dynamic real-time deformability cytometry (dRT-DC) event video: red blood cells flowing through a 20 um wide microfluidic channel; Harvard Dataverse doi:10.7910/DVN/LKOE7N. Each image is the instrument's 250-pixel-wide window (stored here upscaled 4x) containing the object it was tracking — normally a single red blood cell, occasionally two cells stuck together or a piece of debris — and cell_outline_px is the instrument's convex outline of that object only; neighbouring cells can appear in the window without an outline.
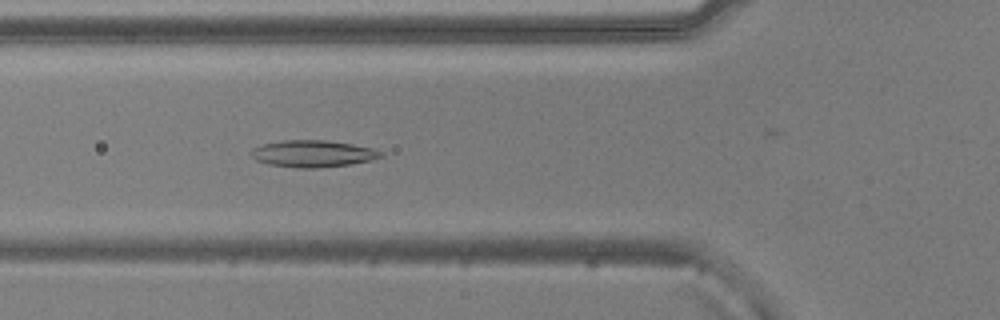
{"species": "common noctule bat (a hibernating species)", "species_latin": "Nyctalus noctula", "temperature_condition": "warm", "stored_images_in_passage": 53, "camera_frame_rate_fps": 3000, "um_per_image_px": 0.085, "animal": {"sex": "male", "body_mass_g": 20.5, "forearm_length_mm": 52.5}, "frame": {"image": 1, "passage_image": 18, "time_ms": 5.667, "image_size_px": [1000, 320], "cell_outline_px": [[384, 156], [372, 160], [352, 164], [312, 168], [296, 168], [268, 164], [256, 160], [248, 152], [252, 148], [264, 144], [284, 140], [324, 140], [352, 144], [372, 148], [384, 152]], "centroid_in_image_um": [26.6, 13.06], "position_along_channel_um": 99.2, "area_um2": 20.35}}
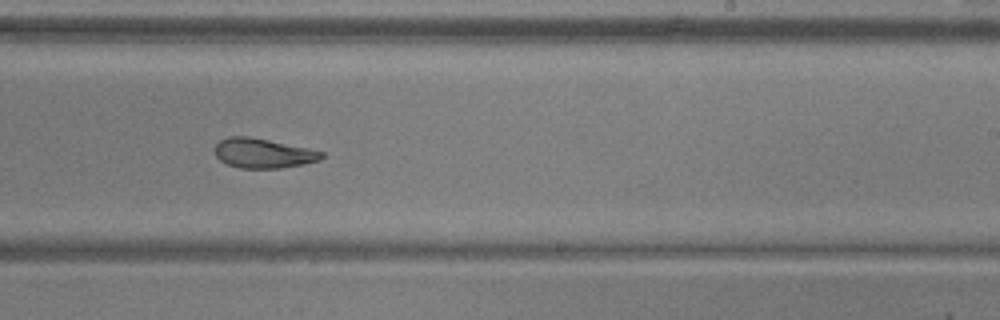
{"frame": {"image": 2, "passage_image": 31, "time_ms": 10.0, "image_size_px": [1000, 320], "cell_outline_px": [[324, 156], [320, 160], [304, 164], [280, 168], [240, 168], [228, 164], [220, 160], [216, 156], [216, 144], [220, 140], [228, 136], [248, 136], [308, 148], [324, 152]], "centroid_in_image_um": [22.38, 13.02], "position_along_channel_um": 266.6, "area_um2": 18.32}}
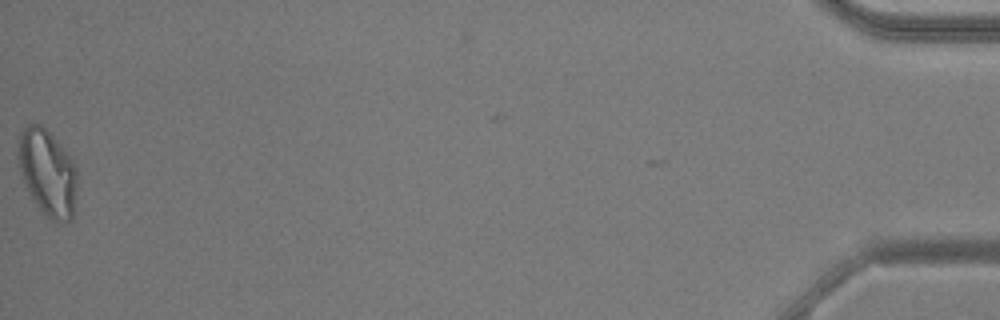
{"frame": {"image": 3, "passage_image": 52, "time_ms": 17.0, "image_size_px": [1000, 320], "cell_outline_px": [[76, 184], [72, 220], [56, 224], [44, 216], [28, 192], [16, 164], [16, 156], [20, 132], [28, 124], [40, 124], [56, 140], [76, 164]], "centroid_in_image_um": [4.0, 14.71], "position_along_channel_um": 431.2, "area_um2": 30.06}, "authors_computed_cell_mechanics": {"area_um2": 20.9814, "velocity_mm_per_s": 3.854, "shape_relaxation_time_tau1_ms": 9.5297, "shape_relaxation_time_tau2_ms": 2.8489, "deformation_change_tau1": 0.1957, "deformation_change_tau2": 0.1051}}